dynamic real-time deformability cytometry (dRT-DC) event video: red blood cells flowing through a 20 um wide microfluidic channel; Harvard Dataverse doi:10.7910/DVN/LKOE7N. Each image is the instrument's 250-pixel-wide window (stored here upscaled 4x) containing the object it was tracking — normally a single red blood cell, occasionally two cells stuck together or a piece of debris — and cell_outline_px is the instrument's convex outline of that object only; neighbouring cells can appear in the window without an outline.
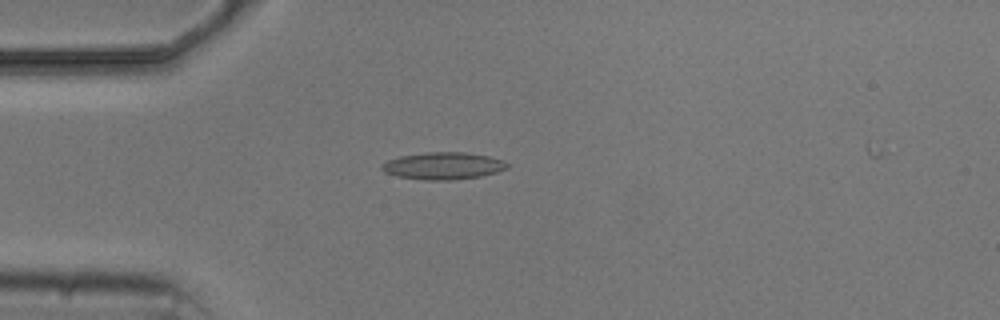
{"species": "common noctule bat (a hibernating species)", "species_latin": "Nyctalus noctula", "temperature_condition": "cold", "stored_images_in_passage": 3, "camera_frame_rate_fps": 3000, "um_per_image_px": 0.085, "animal": {"sex": "male", "body_mass_g": 20.5, "forearm_length_mm": 52.5}, "frame": {"image": 1, "passage_image": 2, "time_ms": 1.0, "image_size_px": [1000, 320], "cell_outline_px": [[508, 168], [496, 172], [480, 176], [452, 180], [424, 180], [396, 176], [384, 172], [380, 168], [380, 164], [388, 160], [400, 156], [424, 152], [464, 152], [488, 156], [504, 160], [508, 164]], "centroid_in_image_um": [37.64, 14.09], "position_along_channel_um": 47.4, "area_um2": 19.94}}